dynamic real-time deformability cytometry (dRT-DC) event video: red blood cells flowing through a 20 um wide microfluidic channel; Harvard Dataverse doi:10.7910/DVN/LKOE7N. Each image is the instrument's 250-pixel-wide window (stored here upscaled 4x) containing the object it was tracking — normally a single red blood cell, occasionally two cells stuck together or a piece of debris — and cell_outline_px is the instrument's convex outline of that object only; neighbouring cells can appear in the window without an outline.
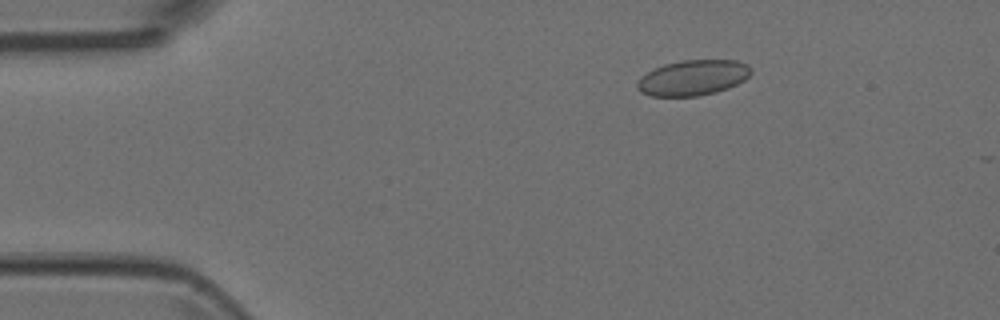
{"species": "Egyptian fruit bat (a non-hibernating species)", "species_latin": "Rousettus aegyptiacus", "temperature_condition": "room temperature", "stored_images_in_passage": 5, "camera_frame_rate_fps": 3000, "um_per_image_px": 0.085, "animal": {"sex": "female"}, "frame": {"image": 1, "passage_image": 3, "time_ms": 0.667, "image_size_px": [1000, 320], "cell_outline_px": [[752, 72], [744, 80], [728, 88], [716, 92], [696, 96], [652, 96], [640, 92], [636, 88], [636, 84], [640, 76], [664, 64], [680, 60], [736, 60], [748, 64], [752, 68]], "centroid_in_image_um": [58.89, 6.6], "position_along_channel_um": 26.1, "area_um2": 23.58}}
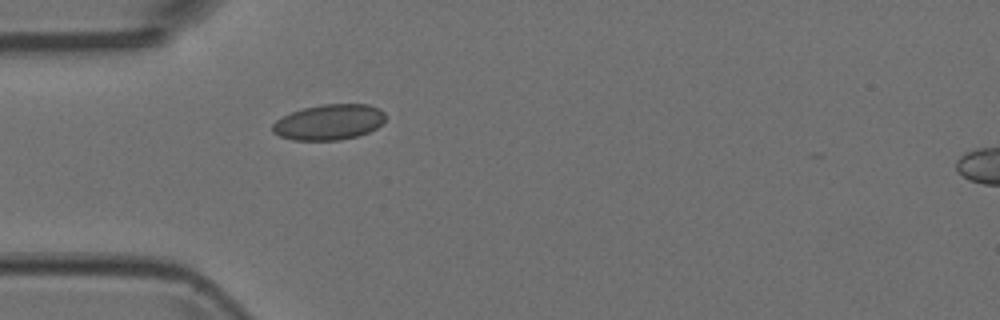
{"frame": {"image": 2, "passage_image": 5, "time_ms": 1.333, "image_size_px": [1000, 320], "cell_outline_px": [[384, 120], [376, 128], [368, 132], [356, 136], [340, 140], [292, 140], [280, 136], [272, 132], [272, 124], [276, 120], [292, 112], [304, 108], [324, 104], [368, 104], [380, 108], [384, 112]], "centroid_in_image_um": [27.96, 10.38], "position_along_channel_um": 57.0, "area_um2": 23.29}}